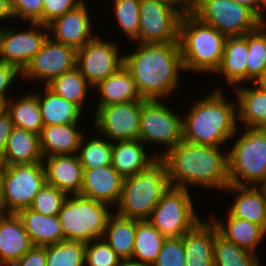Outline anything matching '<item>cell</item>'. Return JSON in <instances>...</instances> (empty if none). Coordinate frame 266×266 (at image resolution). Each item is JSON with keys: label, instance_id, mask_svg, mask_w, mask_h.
Returning <instances> with one entry per match:
<instances>
[{"label": "cell", "instance_id": "obj_37", "mask_svg": "<svg viewBox=\"0 0 266 266\" xmlns=\"http://www.w3.org/2000/svg\"><path fill=\"white\" fill-rule=\"evenodd\" d=\"M258 254L225 240L219 234L214 241V266H261Z\"/></svg>", "mask_w": 266, "mask_h": 266}, {"label": "cell", "instance_id": "obj_56", "mask_svg": "<svg viewBox=\"0 0 266 266\" xmlns=\"http://www.w3.org/2000/svg\"><path fill=\"white\" fill-rule=\"evenodd\" d=\"M5 110V105L0 102V113Z\"/></svg>", "mask_w": 266, "mask_h": 266}, {"label": "cell", "instance_id": "obj_34", "mask_svg": "<svg viewBox=\"0 0 266 266\" xmlns=\"http://www.w3.org/2000/svg\"><path fill=\"white\" fill-rule=\"evenodd\" d=\"M166 240L148 220H136L132 259L145 266H153Z\"/></svg>", "mask_w": 266, "mask_h": 266}, {"label": "cell", "instance_id": "obj_33", "mask_svg": "<svg viewBox=\"0 0 266 266\" xmlns=\"http://www.w3.org/2000/svg\"><path fill=\"white\" fill-rule=\"evenodd\" d=\"M11 98L5 105V110L10 114L14 127L24 129L40 135L43 129L38 96L28 91L22 97Z\"/></svg>", "mask_w": 266, "mask_h": 266}, {"label": "cell", "instance_id": "obj_54", "mask_svg": "<svg viewBox=\"0 0 266 266\" xmlns=\"http://www.w3.org/2000/svg\"><path fill=\"white\" fill-rule=\"evenodd\" d=\"M118 266H145L133 259H121Z\"/></svg>", "mask_w": 266, "mask_h": 266}, {"label": "cell", "instance_id": "obj_6", "mask_svg": "<svg viewBox=\"0 0 266 266\" xmlns=\"http://www.w3.org/2000/svg\"><path fill=\"white\" fill-rule=\"evenodd\" d=\"M238 128L228 151L229 184L266 187V129Z\"/></svg>", "mask_w": 266, "mask_h": 266}, {"label": "cell", "instance_id": "obj_41", "mask_svg": "<svg viewBox=\"0 0 266 266\" xmlns=\"http://www.w3.org/2000/svg\"><path fill=\"white\" fill-rule=\"evenodd\" d=\"M67 197L66 193L46 183L34 196L30 208L45 216L58 215Z\"/></svg>", "mask_w": 266, "mask_h": 266}, {"label": "cell", "instance_id": "obj_14", "mask_svg": "<svg viewBox=\"0 0 266 266\" xmlns=\"http://www.w3.org/2000/svg\"><path fill=\"white\" fill-rule=\"evenodd\" d=\"M119 45L97 35L77 50L76 67L94 88L124 65Z\"/></svg>", "mask_w": 266, "mask_h": 266}, {"label": "cell", "instance_id": "obj_35", "mask_svg": "<svg viewBox=\"0 0 266 266\" xmlns=\"http://www.w3.org/2000/svg\"><path fill=\"white\" fill-rule=\"evenodd\" d=\"M46 86L56 95L77 105L82 111L85 109V103L88 101L86 100L88 91L93 88L85 80L77 67L54 78Z\"/></svg>", "mask_w": 266, "mask_h": 266}, {"label": "cell", "instance_id": "obj_13", "mask_svg": "<svg viewBox=\"0 0 266 266\" xmlns=\"http://www.w3.org/2000/svg\"><path fill=\"white\" fill-rule=\"evenodd\" d=\"M94 111L92 123L99 135L111 142L139 139L141 101L101 106Z\"/></svg>", "mask_w": 266, "mask_h": 266}, {"label": "cell", "instance_id": "obj_15", "mask_svg": "<svg viewBox=\"0 0 266 266\" xmlns=\"http://www.w3.org/2000/svg\"><path fill=\"white\" fill-rule=\"evenodd\" d=\"M76 59L77 51L74 48L58 43L48 36L41 49L21 72V80L23 77L28 82L34 80L38 84L43 82L41 87L46 86L54 78L73 70Z\"/></svg>", "mask_w": 266, "mask_h": 266}, {"label": "cell", "instance_id": "obj_21", "mask_svg": "<svg viewBox=\"0 0 266 266\" xmlns=\"http://www.w3.org/2000/svg\"><path fill=\"white\" fill-rule=\"evenodd\" d=\"M217 234V228L210 219L200 221L185 233L181 237L185 266H214V241Z\"/></svg>", "mask_w": 266, "mask_h": 266}, {"label": "cell", "instance_id": "obj_17", "mask_svg": "<svg viewBox=\"0 0 266 266\" xmlns=\"http://www.w3.org/2000/svg\"><path fill=\"white\" fill-rule=\"evenodd\" d=\"M86 3L87 1L84 0L76 8L48 23L49 37L77 51L91 41L96 35H99L93 34L94 24L92 25L91 23H94V21L90 19V17L93 16H91V11L87 8Z\"/></svg>", "mask_w": 266, "mask_h": 266}, {"label": "cell", "instance_id": "obj_39", "mask_svg": "<svg viewBox=\"0 0 266 266\" xmlns=\"http://www.w3.org/2000/svg\"><path fill=\"white\" fill-rule=\"evenodd\" d=\"M85 242L63 240L46 246V266H84Z\"/></svg>", "mask_w": 266, "mask_h": 266}, {"label": "cell", "instance_id": "obj_29", "mask_svg": "<svg viewBox=\"0 0 266 266\" xmlns=\"http://www.w3.org/2000/svg\"><path fill=\"white\" fill-rule=\"evenodd\" d=\"M39 134L14 127L7 140L0 166L42 162Z\"/></svg>", "mask_w": 266, "mask_h": 266}, {"label": "cell", "instance_id": "obj_52", "mask_svg": "<svg viewBox=\"0 0 266 266\" xmlns=\"http://www.w3.org/2000/svg\"><path fill=\"white\" fill-rule=\"evenodd\" d=\"M157 1L169 6H190V2L188 0H151Z\"/></svg>", "mask_w": 266, "mask_h": 266}, {"label": "cell", "instance_id": "obj_5", "mask_svg": "<svg viewBox=\"0 0 266 266\" xmlns=\"http://www.w3.org/2000/svg\"><path fill=\"white\" fill-rule=\"evenodd\" d=\"M170 187L165 161L157 157L138 174L123 179L116 213L125 218L148 220Z\"/></svg>", "mask_w": 266, "mask_h": 266}, {"label": "cell", "instance_id": "obj_44", "mask_svg": "<svg viewBox=\"0 0 266 266\" xmlns=\"http://www.w3.org/2000/svg\"><path fill=\"white\" fill-rule=\"evenodd\" d=\"M10 4L15 19L42 24V0H10Z\"/></svg>", "mask_w": 266, "mask_h": 266}, {"label": "cell", "instance_id": "obj_11", "mask_svg": "<svg viewBox=\"0 0 266 266\" xmlns=\"http://www.w3.org/2000/svg\"><path fill=\"white\" fill-rule=\"evenodd\" d=\"M5 213L30 208L36 193L46 184L43 162L0 166Z\"/></svg>", "mask_w": 266, "mask_h": 266}, {"label": "cell", "instance_id": "obj_12", "mask_svg": "<svg viewBox=\"0 0 266 266\" xmlns=\"http://www.w3.org/2000/svg\"><path fill=\"white\" fill-rule=\"evenodd\" d=\"M189 11L190 6H169L157 1L140 0L139 33L133 43L178 42L181 18Z\"/></svg>", "mask_w": 266, "mask_h": 266}, {"label": "cell", "instance_id": "obj_45", "mask_svg": "<svg viewBox=\"0 0 266 266\" xmlns=\"http://www.w3.org/2000/svg\"><path fill=\"white\" fill-rule=\"evenodd\" d=\"M42 24L47 25L53 19L64 15L66 12L76 8L84 0H42Z\"/></svg>", "mask_w": 266, "mask_h": 266}, {"label": "cell", "instance_id": "obj_36", "mask_svg": "<svg viewBox=\"0 0 266 266\" xmlns=\"http://www.w3.org/2000/svg\"><path fill=\"white\" fill-rule=\"evenodd\" d=\"M84 138L83 135L77 156L83 170L95 169L111 164L112 142L101 135ZM86 139V140H85Z\"/></svg>", "mask_w": 266, "mask_h": 266}, {"label": "cell", "instance_id": "obj_46", "mask_svg": "<svg viewBox=\"0 0 266 266\" xmlns=\"http://www.w3.org/2000/svg\"><path fill=\"white\" fill-rule=\"evenodd\" d=\"M17 77H21V72L15 66L0 61V102L4 105L11 99V96L6 94L11 88H14L13 82L20 79Z\"/></svg>", "mask_w": 266, "mask_h": 266}, {"label": "cell", "instance_id": "obj_1", "mask_svg": "<svg viewBox=\"0 0 266 266\" xmlns=\"http://www.w3.org/2000/svg\"><path fill=\"white\" fill-rule=\"evenodd\" d=\"M137 44L133 52L123 55L140 96L144 100L168 99L179 88L180 72H185L179 42Z\"/></svg>", "mask_w": 266, "mask_h": 266}, {"label": "cell", "instance_id": "obj_40", "mask_svg": "<svg viewBox=\"0 0 266 266\" xmlns=\"http://www.w3.org/2000/svg\"><path fill=\"white\" fill-rule=\"evenodd\" d=\"M114 3V5H113ZM140 0H114L113 15L121 32L127 35L130 42L138 38Z\"/></svg>", "mask_w": 266, "mask_h": 266}, {"label": "cell", "instance_id": "obj_10", "mask_svg": "<svg viewBox=\"0 0 266 266\" xmlns=\"http://www.w3.org/2000/svg\"><path fill=\"white\" fill-rule=\"evenodd\" d=\"M163 100H142L139 140L144 144L164 145L163 152L155 153L162 157L177 143L183 140L182 117L170 109Z\"/></svg>", "mask_w": 266, "mask_h": 266}, {"label": "cell", "instance_id": "obj_7", "mask_svg": "<svg viewBox=\"0 0 266 266\" xmlns=\"http://www.w3.org/2000/svg\"><path fill=\"white\" fill-rule=\"evenodd\" d=\"M110 207L81 195L68 196L58 213L64 239L85 243L102 239L113 214Z\"/></svg>", "mask_w": 266, "mask_h": 266}, {"label": "cell", "instance_id": "obj_4", "mask_svg": "<svg viewBox=\"0 0 266 266\" xmlns=\"http://www.w3.org/2000/svg\"><path fill=\"white\" fill-rule=\"evenodd\" d=\"M226 38L190 11L184 13L180 21L178 42L185 73L214 74L220 66Z\"/></svg>", "mask_w": 266, "mask_h": 266}, {"label": "cell", "instance_id": "obj_31", "mask_svg": "<svg viewBox=\"0 0 266 266\" xmlns=\"http://www.w3.org/2000/svg\"><path fill=\"white\" fill-rule=\"evenodd\" d=\"M42 88V91L37 92L36 95L44 126L82 122L81 118L85 117V115L82 116L85 112L77 105L56 95L45 85Z\"/></svg>", "mask_w": 266, "mask_h": 266}, {"label": "cell", "instance_id": "obj_43", "mask_svg": "<svg viewBox=\"0 0 266 266\" xmlns=\"http://www.w3.org/2000/svg\"><path fill=\"white\" fill-rule=\"evenodd\" d=\"M153 266H185V251L180 238H166Z\"/></svg>", "mask_w": 266, "mask_h": 266}, {"label": "cell", "instance_id": "obj_20", "mask_svg": "<svg viewBox=\"0 0 266 266\" xmlns=\"http://www.w3.org/2000/svg\"><path fill=\"white\" fill-rule=\"evenodd\" d=\"M123 179L111 164L95 169L83 170V183L80 195L113 207L119 202Z\"/></svg>", "mask_w": 266, "mask_h": 266}, {"label": "cell", "instance_id": "obj_27", "mask_svg": "<svg viewBox=\"0 0 266 266\" xmlns=\"http://www.w3.org/2000/svg\"><path fill=\"white\" fill-rule=\"evenodd\" d=\"M95 88L100 97L96 109L111 104L144 100L137 90L132 75L124 65L113 75L99 82L93 89Z\"/></svg>", "mask_w": 266, "mask_h": 266}, {"label": "cell", "instance_id": "obj_47", "mask_svg": "<svg viewBox=\"0 0 266 266\" xmlns=\"http://www.w3.org/2000/svg\"><path fill=\"white\" fill-rule=\"evenodd\" d=\"M46 246H33L20 260L10 266H46Z\"/></svg>", "mask_w": 266, "mask_h": 266}, {"label": "cell", "instance_id": "obj_32", "mask_svg": "<svg viewBox=\"0 0 266 266\" xmlns=\"http://www.w3.org/2000/svg\"><path fill=\"white\" fill-rule=\"evenodd\" d=\"M136 233V219L118 215L115 210L105 228L103 239L121 259H132Z\"/></svg>", "mask_w": 266, "mask_h": 266}, {"label": "cell", "instance_id": "obj_2", "mask_svg": "<svg viewBox=\"0 0 266 266\" xmlns=\"http://www.w3.org/2000/svg\"><path fill=\"white\" fill-rule=\"evenodd\" d=\"M222 147L192 144L181 140L161 158L171 187L198 186L223 191L229 185L228 151Z\"/></svg>", "mask_w": 266, "mask_h": 266}, {"label": "cell", "instance_id": "obj_22", "mask_svg": "<svg viewBox=\"0 0 266 266\" xmlns=\"http://www.w3.org/2000/svg\"><path fill=\"white\" fill-rule=\"evenodd\" d=\"M28 234L15 213L0 215L1 266H10L20 260L31 248Z\"/></svg>", "mask_w": 266, "mask_h": 266}, {"label": "cell", "instance_id": "obj_53", "mask_svg": "<svg viewBox=\"0 0 266 266\" xmlns=\"http://www.w3.org/2000/svg\"><path fill=\"white\" fill-rule=\"evenodd\" d=\"M254 84L260 88L263 92L266 93V72L260 76L255 82Z\"/></svg>", "mask_w": 266, "mask_h": 266}, {"label": "cell", "instance_id": "obj_50", "mask_svg": "<svg viewBox=\"0 0 266 266\" xmlns=\"http://www.w3.org/2000/svg\"><path fill=\"white\" fill-rule=\"evenodd\" d=\"M251 9L256 15L260 9L262 0H233Z\"/></svg>", "mask_w": 266, "mask_h": 266}, {"label": "cell", "instance_id": "obj_42", "mask_svg": "<svg viewBox=\"0 0 266 266\" xmlns=\"http://www.w3.org/2000/svg\"><path fill=\"white\" fill-rule=\"evenodd\" d=\"M121 258L102 238L87 242L84 266H118Z\"/></svg>", "mask_w": 266, "mask_h": 266}, {"label": "cell", "instance_id": "obj_28", "mask_svg": "<svg viewBox=\"0 0 266 266\" xmlns=\"http://www.w3.org/2000/svg\"><path fill=\"white\" fill-rule=\"evenodd\" d=\"M33 246H47L65 240L58 215L45 216L31 208L17 213Z\"/></svg>", "mask_w": 266, "mask_h": 266}, {"label": "cell", "instance_id": "obj_25", "mask_svg": "<svg viewBox=\"0 0 266 266\" xmlns=\"http://www.w3.org/2000/svg\"><path fill=\"white\" fill-rule=\"evenodd\" d=\"M248 33L227 37L219 68L214 74L223 76L232 88L247 82Z\"/></svg>", "mask_w": 266, "mask_h": 266}, {"label": "cell", "instance_id": "obj_3", "mask_svg": "<svg viewBox=\"0 0 266 266\" xmlns=\"http://www.w3.org/2000/svg\"><path fill=\"white\" fill-rule=\"evenodd\" d=\"M223 89L194 101L182 116L183 140L192 144L225 147L239 128L237 101H227ZM222 145V146H221Z\"/></svg>", "mask_w": 266, "mask_h": 266}, {"label": "cell", "instance_id": "obj_8", "mask_svg": "<svg viewBox=\"0 0 266 266\" xmlns=\"http://www.w3.org/2000/svg\"><path fill=\"white\" fill-rule=\"evenodd\" d=\"M190 12L226 37L244 36L260 26L251 9L233 0H192Z\"/></svg>", "mask_w": 266, "mask_h": 266}, {"label": "cell", "instance_id": "obj_48", "mask_svg": "<svg viewBox=\"0 0 266 266\" xmlns=\"http://www.w3.org/2000/svg\"><path fill=\"white\" fill-rule=\"evenodd\" d=\"M14 128L10 114L4 110L0 113V163L3 160L8 137Z\"/></svg>", "mask_w": 266, "mask_h": 266}, {"label": "cell", "instance_id": "obj_26", "mask_svg": "<svg viewBox=\"0 0 266 266\" xmlns=\"http://www.w3.org/2000/svg\"><path fill=\"white\" fill-rule=\"evenodd\" d=\"M145 147L139 139L112 142V167L123 178L138 174L157 158L155 151L149 154Z\"/></svg>", "mask_w": 266, "mask_h": 266}, {"label": "cell", "instance_id": "obj_30", "mask_svg": "<svg viewBox=\"0 0 266 266\" xmlns=\"http://www.w3.org/2000/svg\"><path fill=\"white\" fill-rule=\"evenodd\" d=\"M251 85L233 88L237 96L238 121L243 122V128L266 129V93L254 83Z\"/></svg>", "mask_w": 266, "mask_h": 266}, {"label": "cell", "instance_id": "obj_19", "mask_svg": "<svg viewBox=\"0 0 266 266\" xmlns=\"http://www.w3.org/2000/svg\"><path fill=\"white\" fill-rule=\"evenodd\" d=\"M223 191L235 197L227 208L233 217L260 225L266 231V187L229 184Z\"/></svg>", "mask_w": 266, "mask_h": 266}, {"label": "cell", "instance_id": "obj_16", "mask_svg": "<svg viewBox=\"0 0 266 266\" xmlns=\"http://www.w3.org/2000/svg\"><path fill=\"white\" fill-rule=\"evenodd\" d=\"M29 29L0 28V61L15 66L20 72L30 63L48 38L45 24L28 23Z\"/></svg>", "mask_w": 266, "mask_h": 266}, {"label": "cell", "instance_id": "obj_51", "mask_svg": "<svg viewBox=\"0 0 266 266\" xmlns=\"http://www.w3.org/2000/svg\"><path fill=\"white\" fill-rule=\"evenodd\" d=\"M256 17L260 25H266V0H262Z\"/></svg>", "mask_w": 266, "mask_h": 266}, {"label": "cell", "instance_id": "obj_18", "mask_svg": "<svg viewBox=\"0 0 266 266\" xmlns=\"http://www.w3.org/2000/svg\"><path fill=\"white\" fill-rule=\"evenodd\" d=\"M46 183L70 195H80L83 167L77 154L52 155L43 158Z\"/></svg>", "mask_w": 266, "mask_h": 266}, {"label": "cell", "instance_id": "obj_49", "mask_svg": "<svg viewBox=\"0 0 266 266\" xmlns=\"http://www.w3.org/2000/svg\"><path fill=\"white\" fill-rule=\"evenodd\" d=\"M12 18V19H11ZM13 20V12L11 9L10 0H0V22L4 20Z\"/></svg>", "mask_w": 266, "mask_h": 266}, {"label": "cell", "instance_id": "obj_23", "mask_svg": "<svg viewBox=\"0 0 266 266\" xmlns=\"http://www.w3.org/2000/svg\"><path fill=\"white\" fill-rule=\"evenodd\" d=\"M80 123L43 126L40 132V149L43 158L52 155H75L78 153L84 131Z\"/></svg>", "mask_w": 266, "mask_h": 266}, {"label": "cell", "instance_id": "obj_24", "mask_svg": "<svg viewBox=\"0 0 266 266\" xmlns=\"http://www.w3.org/2000/svg\"><path fill=\"white\" fill-rule=\"evenodd\" d=\"M225 220L217 219V216L210 215L211 222L217 228L218 234L225 240L236 244L255 254L260 242L266 237V231L255 223L233 217L228 211Z\"/></svg>", "mask_w": 266, "mask_h": 266}, {"label": "cell", "instance_id": "obj_9", "mask_svg": "<svg viewBox=\"0 0 266 266\" xmlns=\"http://www.w3.org/2000/svg\"><path fill=\"white\" fill-rule=\"evenodd\" d=\"M189 189L170 187L148 221L166 238H180L200 221Z\"/></svg>", "mask_w": 266, "mask_h": 266}, {"label": "cell", "instance_id": "obj_38", "mask_svg": "<svg viewBox=\"0 0 266 266\" xmlns=\"http://www.w3.org/2000/svg\"><path fill=\"white\" fill-rule=\"evenodd\" d=\"M247 83H254L266 72V25L248 33Z\"/></svg>", "mask_w": 266, "mask_h": 266}, {"label": "cell", "instance_id": "obj_55", "mask_svg": "<svg viewBox=\"0 0 266 266\" xmlns=\"http://www.w3.org/2000/svg\"><path fill=\"white\" fill-rule=\"evenodd\" d=\"M5 214L3 199H2V181H1V173H0V215Z\"/></svg>", "mask_w": 266, "mask_h": 266}]
</instances>
